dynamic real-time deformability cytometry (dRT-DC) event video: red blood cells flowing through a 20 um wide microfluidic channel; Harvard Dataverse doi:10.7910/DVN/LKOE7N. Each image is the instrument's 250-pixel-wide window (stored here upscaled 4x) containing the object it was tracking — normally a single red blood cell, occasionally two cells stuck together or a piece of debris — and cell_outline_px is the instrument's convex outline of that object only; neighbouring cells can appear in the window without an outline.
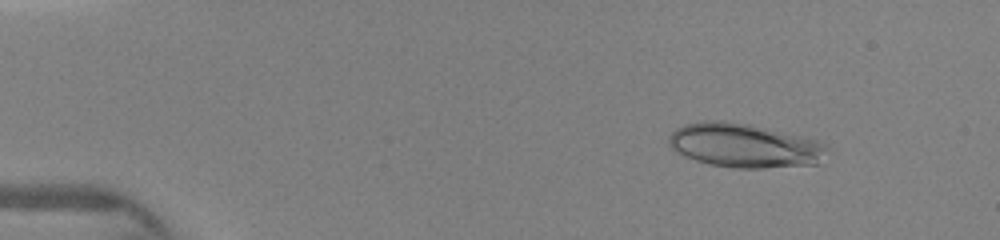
{"species": "human", "species_latin": "Homo sapiens", "temperature_condition": "warm", "stored_images_in_passage": 20, "camera_frame_rate_fps": 3000, "um_per_image_px": 0.085, "donor": {"sex": "female"}, "frame": {"image": 1, "passage_image": 3, "time_ms": 1.0, "image_size_px": [1000, 240], "cell_outline_px": [[828, 148], [816, 164], [764, 168], [732, 168], [708, 164], [684, 156], [676, 152], [668, 144], [668, 136], [676, 128], [688, 124], [704, 120], [724, 120], [752, 124], [816, 140], [824, 144]], "centroid_in_image_um": [63.22, 12.36], "position_along_channel_um": 21.8, "area_um2": 40.58}}
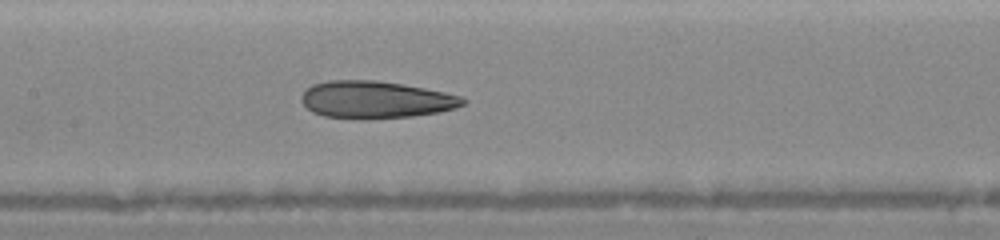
{"frame": {"image": 2, "passage_image": 17, "time_ms": 6.667, "image_size_px": [1000, 240], "cell_outline_px": [[468, 100], [464, 104], [456, 108], [440, 112], [412, 116], [324, 116], [312, 112], [300, 100], [300, 96], [312, 84], [328, 80], [376, 80], [404, 84], [464, 96]], "centroid_in_image_um": [31.98, 8.42], "position_along_channel_um": 175.4, "area_um2": 34.22}}
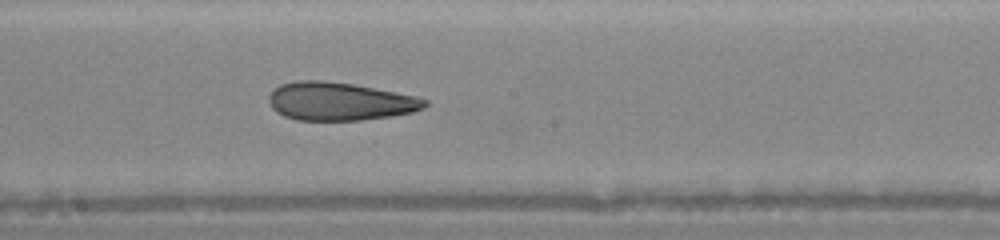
{"frame": {"image": 3, "passage_image": 20, "time_ms": 7.667, "image_size_px": [1000, 240], "cell_outline_px": [[428, 104], [424, 108], [412, 112], [388, 116], [360, 120], [296, 120], [284, 116], [276, 112], [272, 108], [268, 100], [268, 96], [280, 84], [296, 80], [320, 80], [352, 84], [416, 96], [428, 100]], "centroid_in_image_um": [28.85, 8.62], "position_along_channel_um": 219.4, "area_um2": 34.51}}